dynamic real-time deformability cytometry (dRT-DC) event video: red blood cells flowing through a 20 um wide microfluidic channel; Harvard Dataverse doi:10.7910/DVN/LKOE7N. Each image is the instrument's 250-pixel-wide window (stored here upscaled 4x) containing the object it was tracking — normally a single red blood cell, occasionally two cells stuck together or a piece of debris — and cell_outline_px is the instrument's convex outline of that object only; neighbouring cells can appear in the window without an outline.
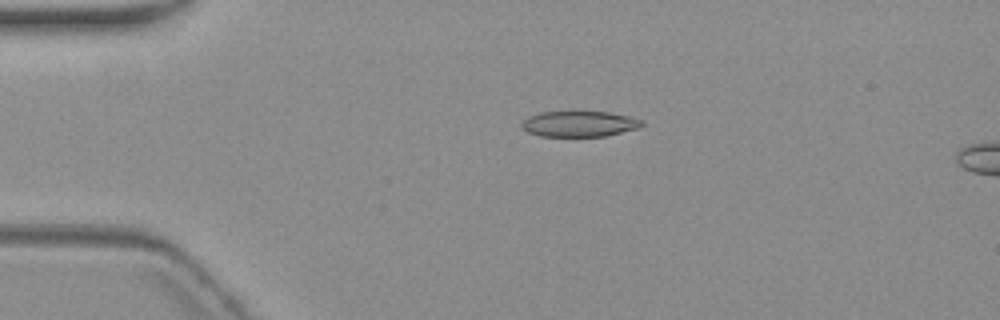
{"species": "common noctule bat (a hibernating species)", "species_latin": "Nyctalus noctula", "temperature_condition": "warm", "stored_images_in_passage": 5, "camera_frame_rate_fps": 3000, "um_per_image_px": 0.085, "animal": {"sex": "female", "body_mass_g": 19.3, "forearm_length_mm": 54.1}, "frame": {"image": 1, "passage_image": 3, "time_ms": 2.333, "image_size_px": [1000, 320], "cell_outline_px": [[644, 124], [640, 128], [604, 136], [540, 136], [528, 132], [520, 128], [520, 124], [528, 116], [540, 112], [608, 112], [628, 116], [644, 120]], "centroid_in_image_um": [49.23, 10.53], "position_along_channel_um": 35.8, "area_um2": 18.03}}